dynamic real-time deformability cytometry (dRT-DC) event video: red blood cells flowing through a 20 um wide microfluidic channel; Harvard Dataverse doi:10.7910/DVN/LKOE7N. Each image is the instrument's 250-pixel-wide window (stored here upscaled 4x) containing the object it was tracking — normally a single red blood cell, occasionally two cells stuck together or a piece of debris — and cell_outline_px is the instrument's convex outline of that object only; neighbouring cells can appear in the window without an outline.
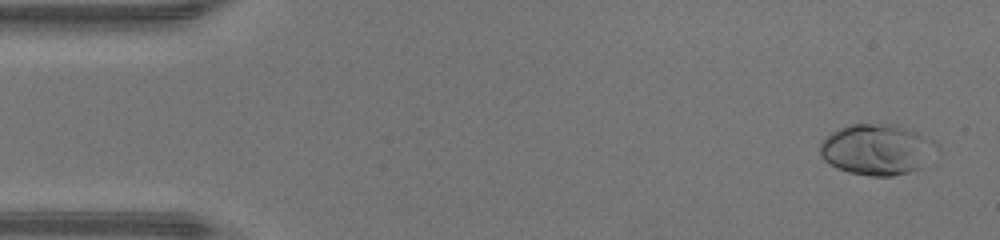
{"species": "human", "species_latin": "Homo sapiens", "temperature_condition": "warm", "stored_images_in_passage": 47, "camera_frame_rate_fps": 3000, "um_per_image_px": 0.085, "donor": {"sex": "male"}, "frame": {"image": 1, "passage_image": 2, "time_ms": 0.333, "image_size_px": [1000, 240], "cell_outline_px": [[940, 148], [920, 168], [908, 172], [892, 176], [868, 176], [848, 172], [836, 168], [824, 160], [820, 156], [820, 144], [832, 132], [840, 128], [852, 124], [896, 124], [908, 128], [932, 140]], "centroid_in_image_um": [74.55, 12.71], "position_along_channel_um": 10.5, "area_um2": 34.56}}
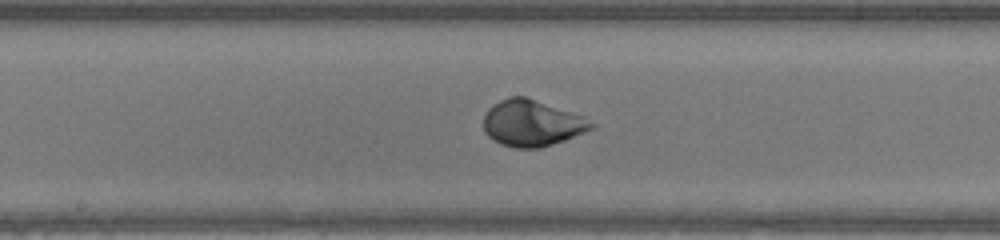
{"frame": {"image": 2, "passage_image": 24, "time_ms": 7.667, "image_size_px": [1000, 240], "cell_outline_px": [[596, 124], [592, 128], [584, 132], [564, 140], [540, 148], [516, 148], [500, 144], [492, 140], [484, 132], [484, 116], [488, 108], [500, 100], [512, 96], [528, 96], [584, 116]], "centroid_in_image_um": [45.2, 10.46], "position_along_channel_um": 203.0, "area_um2": 29.25}}
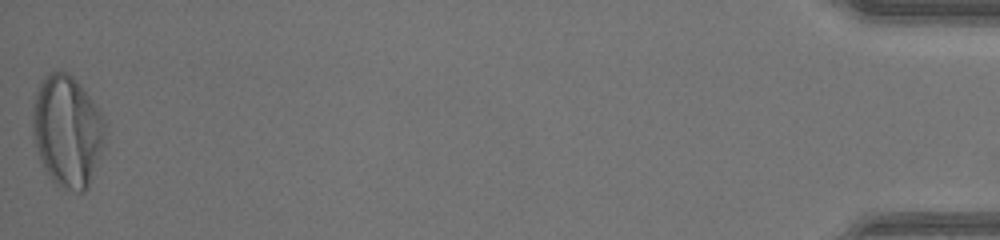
{"frame": {"image": 3, "passage_image": 47, "time_ms": 15.333, "image_size_px": [1000, 240], "cell_outline_px": [[104, 132], [100, 148], [88, 188], [84, 192], [76, 192], [56, 184], [52, 180], [40, 160], [32, 132], [32, 104], [36, 92], [44, 76], [48, 72], [68, 72], [80, 84], [92, 100], [100, 112], [104, 120]], "centroid_in_image_um": [5.67, 11.1], "position_along_channel_um": 429.5, "area_um2": 46.36}, "authors_computed_cell_mechanics": {"area_um2": 29.4202, "velocity_mm_per_s": 4.3545, "shape_relaxation_time_tau1_ms": 2.8536, "shape_relaxation_time_tau2_ms": null, "deformation_change_tau1": 0.2211, "deformation_change_tau2": null}}